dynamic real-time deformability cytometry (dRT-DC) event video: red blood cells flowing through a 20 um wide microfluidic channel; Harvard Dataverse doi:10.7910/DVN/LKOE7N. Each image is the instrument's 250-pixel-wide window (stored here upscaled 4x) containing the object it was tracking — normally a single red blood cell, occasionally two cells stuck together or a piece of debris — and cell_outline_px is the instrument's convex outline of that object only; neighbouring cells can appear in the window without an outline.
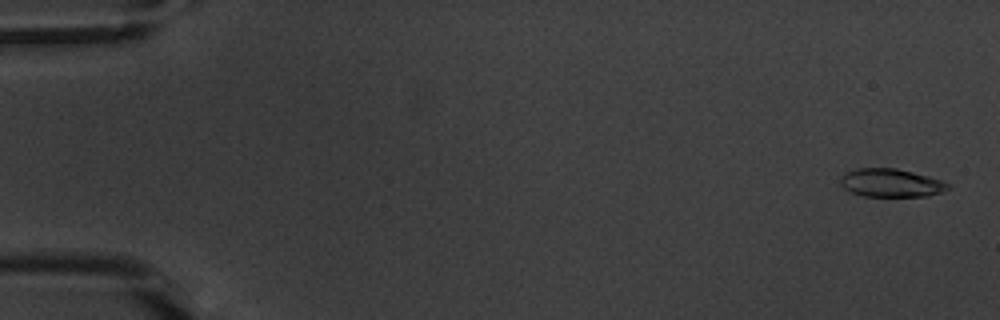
{"species": "common noctule bat (a hibernating species)", "species_latin": "Nyctalus noctula", "temperature_condition": "warm", "stored_images_in_passage": 3, "camera_frame_rate_fps": 3000, "um_per_image_px": 0.085, "animal": {"sex": "male", "body_mass_g": 20.1, "forearm_length_mm": 53.5}, "frame": {"image": 1, "passage_image": 2, "time_ms": 0.333, "image_size_px": [1000, 320], "cell_outline_px": [[952, 184], [948, 188], [940, 192], [928, 196], [864, 196], [852, 192], [844, 188], [840, 184], [840, 180], [848, 172], [856, 168], [896, 168], [928, 176]], "centroid_in_image_um": [75.75, 15.55], "position_along_channel_um": 9.3, "area_um2": 17.46}}